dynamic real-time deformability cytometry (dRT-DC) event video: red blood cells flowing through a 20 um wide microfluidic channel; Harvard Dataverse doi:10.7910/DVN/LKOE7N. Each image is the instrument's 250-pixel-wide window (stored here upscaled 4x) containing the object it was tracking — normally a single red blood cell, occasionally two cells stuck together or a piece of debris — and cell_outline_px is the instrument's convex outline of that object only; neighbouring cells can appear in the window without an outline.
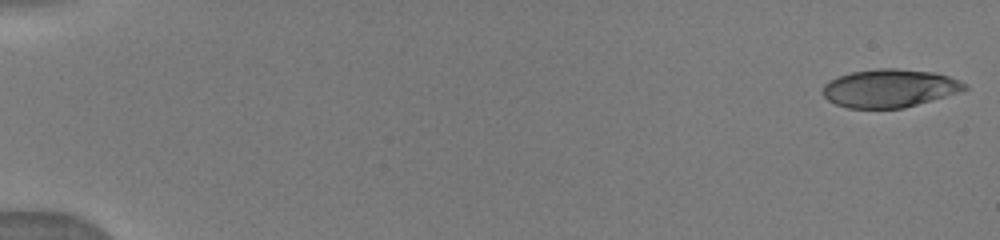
{"species": "human", "species_latin": "Homo sapiens", "temperature_condition": "warm", "stored_images_in_passage": 56, "camera_frame_rate_fps": 3000, "um_per_image_px": 0.085, "donor": {"sex": "male"}, "frame": {"image": 1, "passage_image": 1, "time_ms": 0.0, "image_size_px": [1000, 240], "cell_outline_px": [[968, 88], [932, 100], [904, 108], [848, 108], [836, 104], [828, 100], [824, 96], [824, 84], [828, 80], [852, 72], [880, 68], [896, 68], [936, 72], [960, 80], [968, 84]], "centroid_in_image_um": [75.62, 7.49], "position_along_channel_um": 9.4, "area_um2": 31.39}}
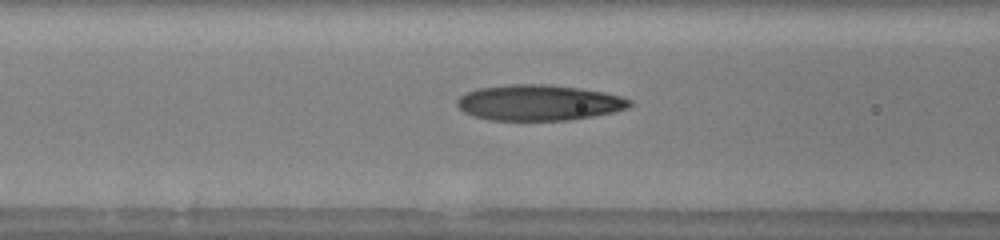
{"frame": {"image": 2, "passage_image": 25, "time_ms": 7.0, "image_size_px": [1000, 240], "cell_outline_px": [[632, 104], [628, 108], [612, 112], [592, 116], [568, 120], [488, 120], [472, 116], [464, 112], [456, 104], [456, 100], [460, 96], [468, 92], [480, 88], [512, 84], [548, 84], [580, 88], [604, 92], [620, 96], [632, 100]], "centroid_in_image_um": [45.8, 8.73], "position_along_channel_um": 120.8, "area_um2": 35.89}}
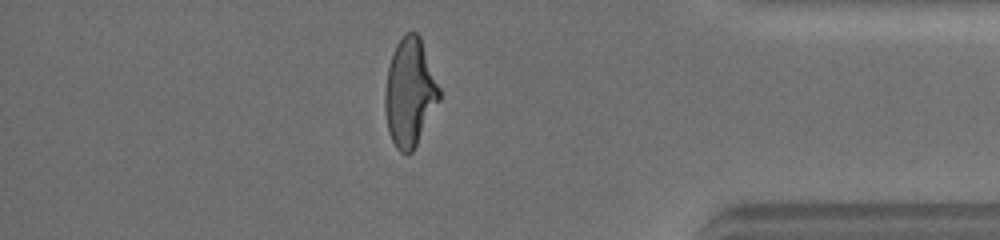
{"frame": {"image": 3, "passage_image": 49, "time_ms": 14.333, "image_size_px": [1000, 240], "cell_outline_px": [[440, 100], [412, 152], [400, 152], [396, 148], [388, 132], [384, 112], [384, 92], [388, 68], [392, 52], [396, 44], [404, 32], [416, 32], [420, 36], [440, 88]], "centroid_in_image_um": [34.81, 7.84], "position_along_channel_um": 400.4, "area_um2": 34.28}}